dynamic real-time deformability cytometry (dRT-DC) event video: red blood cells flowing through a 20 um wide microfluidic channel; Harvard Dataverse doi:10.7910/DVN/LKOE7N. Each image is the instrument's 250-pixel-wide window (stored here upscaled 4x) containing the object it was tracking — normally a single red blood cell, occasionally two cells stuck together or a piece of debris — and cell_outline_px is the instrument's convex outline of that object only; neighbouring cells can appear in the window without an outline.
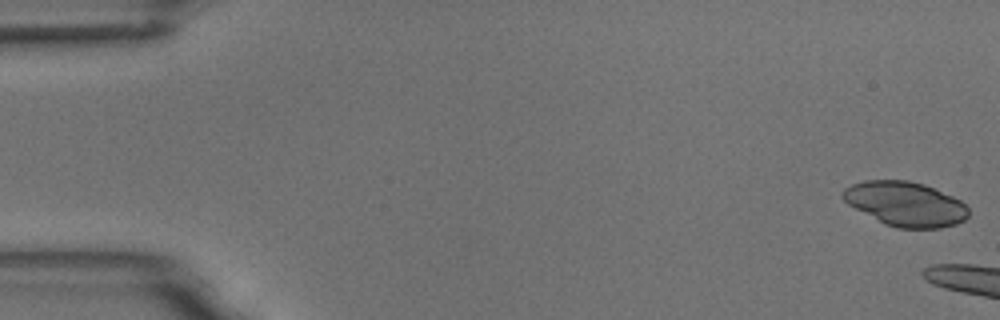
{"species": "common noctule bat (a hibernating species)", "species_latin": "Nyctalus noctula", "temperature_condition": "room temperature", "stored_images_in_passage": 6, "camera_frame_rate_fps": 3000, "um_per_image_px": 0.085, "animal": {"sex": "male", "body_mass_g": 18.8}, "frame": {"image": 1, "passage_image": 1, "time_ms": 0.0, "image_size_px": [1000, 320], "cell_outline_px": [[968, 216], [964, 220], [956, 224], [940, 228], [896, 228], [884, 224], [848, 204], [840, 196], [840, 192], [844, 188], [852, 184], [864, 180], [908, 180], [924, 184], [952, 196], [960, 200], [968, 208]], "centroid_in_image_um": [76.93, 17.33], "position_along_channel_um": 8.1, "area_um2": 32.6}}